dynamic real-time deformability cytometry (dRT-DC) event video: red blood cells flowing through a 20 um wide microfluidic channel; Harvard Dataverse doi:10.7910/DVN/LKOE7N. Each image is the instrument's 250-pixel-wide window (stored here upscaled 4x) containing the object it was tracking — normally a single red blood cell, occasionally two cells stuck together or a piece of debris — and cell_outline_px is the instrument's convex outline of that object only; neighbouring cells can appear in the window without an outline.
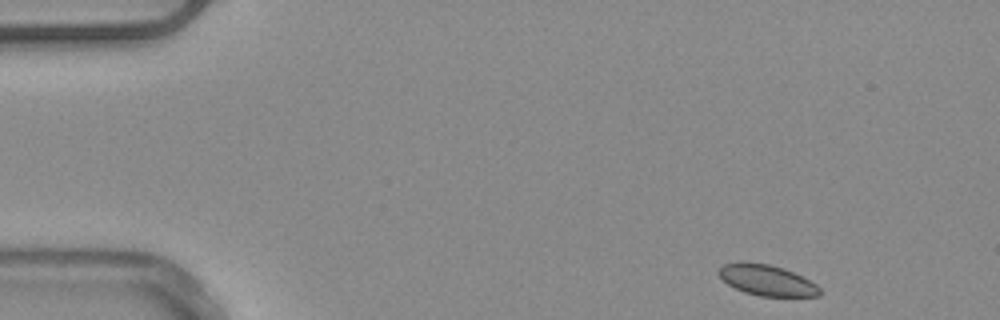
{"species": "common noctule bat (a hibernating species)", "species_latin": "Nyctalus noctula", "temperature_condition": "warm", "stored_images_in_passage": 48, "camera_frame_rate_fps": 3000, "um_per_image_px": 0.085, "animal": {"sex": "male", "body_mass_g": 20.4}, "frame": {"image": 1, "passage_image": 1, "time_ms": 0.0, "image_size_px": [1000, 320], "cell_outline_px": [[820, 296], [760, 296], [744, 292], [728, 284], [716, 272], [724, 264], [768, 264], [784, 268], [816, 284], [820, 288]], "centroid_in_image_um": [65.21, 23.85], "position_along_channel_um": 19.8, "area_um2": 17.46}}
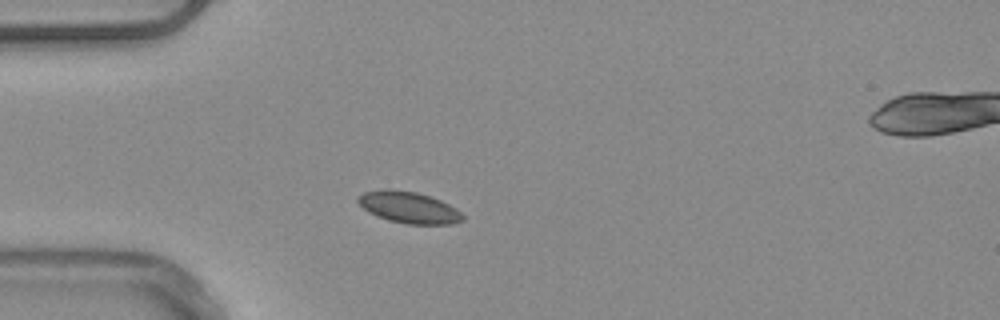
{"frame": {"image": 2, "passage_image": 10, "time_ms": 3.0, "image_size_px": [1000, 320], "cell_outline_px": [[464, 220], [452, 224], [408, 224], [388, 220], [376, 216], [368, 212], [356, 200], [356, 196], [364, 192], [384, 188], [388, 188], [416, 192], [440, 200], [456, 208], [464, 216]], "centroid_in_image_um": [34.72, 17.62], "position_along_channel_um": 50.3, "area_um2": 19.31}}